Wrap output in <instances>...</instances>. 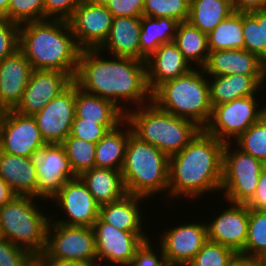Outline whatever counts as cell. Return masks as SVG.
I'll return each mask as SVG.
<instances>
[{
    "label": "cell",
    "mask_w": 266,
    "mask_h": 266,
    "mask_svg": "<svg viewBox=\"0 0 266 266\" xmlns=\"http://www.w3.org/2000/svg\"><path fill=\"white\" fill-rule=\"evenodd\" d=\"M100 54L99 49L81 50L73 79L81 90L113 102L124 113L127 103L140 107L152 101L146 62L115 56L104 59Z\"/></svg>",
    "instance_id": "1"
},
{
    "label": "cell",
    "mask_w": 266,
    "mask_h": 266,
    "mask_svg": "<svg viewBox=\"0 0 266 266\" xmlns=\"http://www.w3.org/2000/svg\"><path fill=\"white\" fill-rule=\"evenodd\" d=\"M224 145L202 129L183 150L170 156L166 196L193 200L220 191Z\"/></svg>",
    "instance_id": "2"
},
{
    "label": "cell",
    "mask_w": 266,
    "mask_h": 266,
    "mask_svg": "<svg viewBox=\"0 0 266 266\" xmlns=\"http://www.w3.org/2000/svg\"><path fill=\"white\" fill-rule=\"evenodd\" d=\"M19 49L33 70H57L74 79L81 49L69 21L46 19L20 25Z\"/></svg>",
    "instance_id": "3"
},
{
    "label": "cell",
    "mask_w": 266,
    "mask_h": 266,
    "mask_svg": "<svg viewBox=\"0 0 266 266\" xmlns=\"http://www.w3.org/2000/svg\"><path fill=\"white\" fill-rule=\"evenodd\" d=\"M125 113L132 133L169 157L183 150L202 130L195 122L160 109L153 101Z\"/></svg>",
    "instance_id": "4"
},
{
    "label": "cell",
    "mask_w": 266,
    "mask_h": 266,
    "mask_svg": "<svg viewBox=\"0 0 266 266\" xmlns=\"http://www.w3.org/2000/svg\"><path fill=\"white\" fill-rule=\"evenodd\" d=\"M196 68L160 85L152 93V101L160 109L191 120L204 129L212 114L209 77L202 68Z\"/></svg>",
    "instance_id": "5"
},
{
    "label": "cell",
    "mask_w": 266,
    "mask_h": 266,
    "mask_svg": "<svg viewBox=\"0 0 266 266\" xmlns=\"http://www.w3.org/2000/svg\"><path fill=\"white\" fill-rule=\"evenodd\" d=\"M169 158L157 147L131 133L121 169L127 194L147 200L160 191L168 193Z\"/></svg>",
    "instance_id": "6"
},
{
    "label": "cell",
    "mask_w": 266,
    "mask_h": 266,
    "mask_svg": "<svg viewBox=\"0 0 266 266\" xmlns=\"http://www.w3.org/2000/svg\"><path fill=\"white\" fill-rule=\"evenodd\" d=\"M38 199L31 195H16L0 208L1 236L36 258L45 252L51 221V217L36 207Z\"/></svg>",
    "instance_id": "7"
},
{
    "label": "cell",
    "mask_w": 266,
    "mask_h": 266,
    "mask_svg": "<svg viewBox=\"0 0 266 266\" xmlns=\"http://www.w3.org/2000/svg\"><path fill=\"white\" fill-rule=\"evenodd\" d=\"M229 144L232 143H225L223 148L220 192H225L223 195L227 203L247 204L256 192L265 164L237 147L231 150Z\"/></svg>",
    "instance_id": "8"
},
{
    "label": "cell",
    "mask_w": 266,
    "mask_h": 266,
    "mask_svg": "<svg viewBox=\"0 0 266 266\" xmlns=\"http://www.w3.org/2000/svg\"><path fill=\"white\" fill-rule=\"evenodd\" d=\"M53 220L48 224L45 252L37 259L78 260L93 266L101 264L95 262L97 253L93 227L69 226Z\"/></svg>",
    "instance_id": "9"
},
{
    "label": "cell",
    "mask_w": 266,
    "mask_h": 266,
    "mask_svg": "<svg viewBox=\"0 0 266 266\" xmlns=\"http://www.w3.org/2000/svg\"><path fill=\"white\" fill-rule=\"evenodd\" d=\"M257 100L256 95H250L212 106L211 118L203 130L224 143L235 141L266 114L265 105L261 107Z\"/></svg>",
    "instance_id": "10"
},
{
    "label": "cell",
    "mask_w": 266,
    "mask_h": 266,
    "mask_svg": "<svg viewBox=\"0 0 266 266\" xmlns=\"http://www.w3.org/2000/svg\"><path fill=\"white\" fill-rule=\"evenodd\" d=\"M31 159L38 176L37 198L44 202L50 200L63 184L78 177L62 144H45L32 154Z\"/></svg>",
    "instance_id": "11"
},
{
    "label": "cell",
    "mask_w": 266,
    "mask_h": 266,
    "mask_svg": "<svg viewBox=\"0 0 266 266\" xmlns=\"http://www.w3.org/2000/svg\"><path fill=\"white\" fill-rule=\"evenodd\" d=\"M45 144L33 116L22 115L15 110L0 113V151L31 158Z\"/></svg>",
    "instance_id": "12"
},
{
    "label": "cell",
    "mask_w": 266,
    "mask_h": 266,
    "mask_svg": "<svg viewBox=\"0 0 266 266\" xmlns=\"http://www.w3.org/2000/svg\"><path fill=\"white\" fill-rule=\"evenodd\" d=\"M97 261H109V265L128 266L137 249L148 239L144 232L120 230L104 222L100 217L93 225Z\"/></svg>",
    "instance_id": "13"
},
{
    "label": "cell",
    "mask_w": 266,
    "mask_h": 266,
    "mask_svg": "<svg viewBox=\"0 0 266 266\" xmlns=\"http://www.w3.org/2000/svg\"><path fill=\"white\" fill-rule=\"evenodd\" d=\"M49 201H54L56 207L63 209L66 213V219L54 220L53 222L56 223L93 227L99 217L100 205L79 176L63 184Z\"/></svg>",
    "instance_id": "14"
},
{
    "label": "cell",
    "mask_w": 266,
    "mask_h": 266,
    "mask_svg": "<svg viewBox=\"0 0 266 266\" xmlns=\"http://www.w3.org/2000/svg\"><path fill=\"white\" fill-rule=\"evenodd\" d=\"M68 21L81 50L99 49L109 36L113 15L106 6L82 0Z\"/></svg>",
    "instance_id": "15"
},
{
    "label": "cell",
    "mask_w": 266,
    "mask_h": 266,
    "mask_svg": "<svg viewBox=\"0 0 266 266\" xmlns=\"http://www.w3.org/2000/svg\"><path fill=\"white\" fill-rule=\"evenodd\" d=\"M33 117L47 144H61L70 134L75 118V83L54 97Z\"/></svg>",
    "instance_id": "16"
},
{
    "label": "cell",
    "mask_w": 266,
    "mask_h": 266,
    "mask_svg": "<svg viewBox=\"0 0 266 266\" xmlns=\"http://www.w3.org/2000/svg\"><path fill=\"white\" fill-rule=\"evenodd\" d=\"M72 83L73 78L65 72L33 70L22 99L14 110L22 115L34 116Z\"/></svg>",
    "instance_id": "17"
},
{
    "label": "cell",
    "mask_w": 266,
    "mask_h": 266,
    "mask_svg": "<svg viewBox=\"0 0 266 266\" xmlns=\"http://www.w3.org/2000/svg\"><path fill=\"white\" fill-rule=\"evenodd\" d=\"M208 240L205 223H188L163 232L160 244L168 266L190 263Z\"/></svg>",
    "instance_id": "18"
},
{
    "label": "cell",
    "mask_w": 266,
    "mask_h": 266,
    "mask_svg": "<svg viewBox=\"0 0 266 266\" xmlns=\"http://www.w3.org/2000/svg\"><path fill=\"white\" fill-rule=\"evenodd\" d=\"M206 223L208 240L231 248L240 254L245 248L248 236L249 208L246 204L232 203Z\"/></svg>",
    "instance_id": "19"
},
{
    "label": "cell",
    "mask_w": 266,
    "mask_h": 266,
    "mask_svg": "<svg viewBox=\"0 0 266 266\" xmlns=\"http://www.w3.org/2000/svg\"><path fill=\"white\" fill-rule=\"evenodd\" d=\"M33 69L20 49L0 62V111L14 110L20 103Z\"/></svg>",
    "instance_id": "20"
},
{
    "label": "cell",
    "mask_w": 266,
    "mask_h": 266,
    "mask_svg": "<svg viewBox=\"0 0 266 266\" xmlns=\"http://www.w3.org/2000/svg\"><path fill=\"white\" fill-rule=\"evenodd\" d=\"M174 42L162 44L146 59L147 84L153 93L163 83L187 74L192 67Z\"/></svg>",
    "instance_id": "21"
},
{
    "label": "cell",
    "mask_w": 266,
    "mask_h": 266,
    "mask_svg": "<svg viewBox=\"0 0 266 266\" xmlns=\"http://www.w3.org/2000/svg\"><path fill=\"white\" fill-rule=\"evenodd\" d=\"M207 76L265 75L266 63L245 49L210 51L202 67Z\"/></svg>",
    "instance_id": "22"
},
{
    "label": "cell",
    "mask_w": 266,
    "mask_h": 266,
    "mask_svg": "<svg viewBox=\"0 0 266 266\" xmlns=\"http://www.w3.org/2000/svg\"><path fill=\"white\" fill-rule=\"evenodd\" d=\"M265 83V75L210 76L208 80L210 102L212 106H217L237 98L258 95L257 91L266 88Z\"/></svg>",
    "instance_id": "23"
},
{
    "label": "cell",
    "mask_w": 266,
    "mask_h": 266,
    "mask_svg": "<svg viewBox=\"0 0 266 266\" xmlns=\"http://www.w3.org/2000/svg\"><path fill=\"white\" fill-rule=\"evenodd\" d=\"M140 31L141 17H113L109 36L99 50H108L111 57L140 60Z\"/></svg>",
    "instance_id": "24"
},
{
    "label": "cell",
    "mask_w": 266,
    "mask_h": 266,
    "mask_svg": "<svg viewBox=\"0 0 266 266\" xmlns=\"http://www.w3.org/2000/svg\"><path fill=\"white\" fill-rule=\"evenodd\" d=\"M0 177L16 195L37 198V172L32 159L0 151Z\"/></svg>",
    "instance_id": "25"
},
{
    "label": "cell",
    "mask_w": 266,
    "mask_h": 266,
    "mask_svg": "<svg viewBox=\"0 0 266 266\" xmlns=\"http://www.w3.org/2000/svg\"><path fill=\"white\" fill-rule=\"evenodd\" d=\"M75 118L99 125H119L125 120V113L113 102L86 93L75 84Z\"/></svg>",
    "instance_id": "26"
},
{
    "label": "cell",
    "mask_w": 266,
    "mask_h": 266,
    "mask_svg": "<svg viewBox=\"0 0 266 266\" xmlns=\"http://www.w3.org/2000/svg\"><path fill=\"white\" fill-rule=\"evenodd\" d=\"M88 191L101 206L117 201L127 194L121 171L94 167L80 176Z\"/></svg>",
    "instance_id": "27"
},
{
    "label": "cell",
    "mask_w": 266,
    "mask_h": 266,
    "mask_svg": "<svg viewBox=\"0 0 266 266\" xmlns=\"http://www.w3.org/2000/svg\"><path fill=\"white\" fill-rule=\"evenodd\" d=\"M144 197L126 194L121 199L100 206L99 217L120 230L143 232L142 213L138 203Z\"/></svg>",
    "instance_id": "28"
},
{
    "label": "cell",
    "mask_w": 266,
    "mask_h": 266,
    "mask_svg": "<svg viewBox=\"0 0 266 266\" xmlns=\"http://www.w3.org/2000/svg\"><path fill=\"white\" fill-rule=\"evenodd\" d=\"M120 127L126 128L123 129ZM131 133V126L126 120L113 130L108 131L96 143L95 167L121 171L124 163L126 145Z\"/></svg>",
    "instance_id": "29"
},
{
    "label": "cell",
    "mask_w": 266,
    "mask_h": 266,
    "mask_svg": "<svg viewBox=\"0 0 266 266\" xmlns=\"http://www.w3.org/2000/svg\"><path fill=\"white\" fill-rule=\"evenodd\" d=\"M179 22L169 17H141L140 61L146 62L162 44L174 41Z\"/></svg>",
    "instance_id": "30"
},
{
    "label": "cell",
    "mask_w": 266,
    "mask_h": 266,
    "mask_svg": "<svg viewBox=\"0 0 266 266\" xmlns=\"http://www.w3.org/2000/svg\"><path fill=\"white\" fill-rule=\"evenodd\" d=\"M233 12L232 0H190L187 21L208 35Z\"/></svg>",
    "instance_id": "31"
},
{
    "label": "cell",
    "mask_w": 266,
    "mask_h": 266,
    "mask_svg": "<svg viewBox=\"0 0 266 266\" xmlns=\"http://www.w3.org/2000/svg\"><path fill=\"white\" fill-rule=\"evenodd\" d=\"M173 42L177 45L184 58L190 64L194 63V68L196 67L195 65L198 68H202L206 64L209 55L207 34L197 27L188 21L180 22Z\"/></svg>",
    "instance_id": "32"
},
{
    "label": "cell",
    "mask_w": 266,
    "mask_h": 266,
    "mask_svg": "<svg viewBox=\"0 0 266 266\" xmlns=\"http://www.w3.org/2000/svg\"><path fill=\"white\" fill-rule=\"evenodd\" d=\"M210 51L244 49L243 13L233 12L207 35Z\"/></svg>",
    "instance_id": "33"
},
{
    "label": "cell",
    "mask_w": 266,
    "mask_h": 266,
    "mask_svg": "<svg viewBox=\"0 0 266 266\" xmlns=\"http://www.w3.org/2000/svg\"><path fill=\"white\" fill-rule=\"evenodd\" d=\"M240 254L258 259L266 255V210L249 209L248 236Z\"/></svg>",
    "instance_id": "34"
},
{
    "label": "cell",
    "mask_w": 266,
    "mask_h": 266,
    "mask_svg": "<svg viewBox=\"0 0 266 266\" xmlns=\"http://www.w3.org/2000/svg\"><path fill=\"white\" fill-rule=\"evenodd\" d=\"M61 144L77 176L95 167L96 144L83 141L70 134Z\"/></svg>",
    "instance_id": "35"
},
{
    "label": "cell",
    "mask_w": 266,
    "mask_h": 266,
    "mask_svg": "<svg viewBox=\"0 0 266 266\" xmlns=\"http://www.w3.org/2000/svg\"><path fill=\"white\" fill-rule=\"evenodd\" d=\"M244 49L256 54L266 63V43L263 33V9L243 13ZM266 79V69H265Z\"/></svg>",
    "instance_id": "36"
},
{
    "label": "cell",
    "mask_w": 266,
    "mask_h": 266,
    "mask_svg": "<svg viewBox=\"0 0 266 266\" xmlns=\"http://www.w3.org/2000/svg\"><path fill=\"white\" fill-rule=\"evenodd\" d=\"M234 142L237 148L266 165V114L251 125Z\"/></svg>",
    "instance_id": "37"
},
{
    "label": "cell",
    "mask_w": 266,
    "mask_h": 266,
    "mask_svg": "<svg viewBox=\"0 0 266 266\" xmlns=\"http://www.w3.org/2000/svg\"><path fill=\"white\" fill-rule=\"evenodd\" d=\"M190 0H144L143 16L169 17L176 21L188 20Z\"/></svg>",
    "instance_id": "38"
},
{
    "label": "cell",
    "mask_w": 266,
    "mask_h": 266,
    "mask_svg": "<svg viewBox=\"0 0 266 266\" xmlns=\"http://www.w3.org/2000/svg\"><path fill=\"white\" fill-rule=\"evenodd\" d=\"M8 20L18 25L45 20L44 0H10Z\"/></svg>",
    "instance_id": "39"
},
{
    "label": "cell",
    "mask_w": 266,
    "mask_h": 266,
    "mask_svg": "<svg viewBox=\"0 0 266 266\" xmlns=\"http://www.w3.org/2000/svg\"><path fill=\"white\" fill-rule=\"evenodd\" d=\"M236 255L231 248L207 240L190 264L193 266H229Z\"/></svg>",
    "instance_id": "40"
},
{
    "label": "cell",
    "mask_w": 266,
    "mask_h": 266,
    "mask_svg": "<svg viewBox=\"0 0 266 266\" xmlns=\"http://www.w3.org/2000/svg\"><path fill=\"white\" fill-rule=\"evenodd\" d=\"M0 266H37V258L27 250L1 237Z\"/></svg>",
    "instance_id": "41"
},
{
    "label": "cell",
    "mask_w": 266,
    "mask_h": 266,
    "mask_svg": "<svg viewBox=\"0 0 266 266\" xmlns=\"http://www.w3.org/2000/svg\"><path fill=\"white\" fill-rule=\"evenodd\" d=\"M118 125H99L95 122L84 121L82 118H74L70 135L83 141L96 144L110 130Z\"/></svg>",
    "instance_id": "42"
},
{
    "label": "cell",
    "mask_w": 266,
    "mask_h": 266,
    "mask_svg": "<svg viewBox=\"0 0 266 266\" xmlns=\"http://www.w3.org/2000/svg\"><path fill=\"white\" fill-rule=\"evenodd\" d=\"M20 25L0 17V62L19 49Z\"/></svg>",
    "instance_id": "43"
},
{
    "label": "cell",
    "mask_w": 266,
    "mask_h": 266,
    "mask_svg": "<svg viewBox=\"0 0 266 266\" xmlns=\"http://www.w3.org/2000/svg\"><path fill=\"white\" fill-rule=\"evenodd\" d=\"M150 239L145 240L137 249L136 254L128 266H168L161 248L160 255L153 250Z\"/></svg>",
    "instance_id": "44"
},
{
    "label": "cell",
    "mask_w": 266,
    "mask_h": 266,
    "mask_svg": "<svg viewBox=\"0 0 266 266\" xmlns=\"http://www.w3.org/2000/svg\"><path fill=\"white\" fill-rule=\"evenodd\" d=\"M82 0H44L45 20H69Z\"/></svg>",
    "instance_id": "45"
},
{
    "label": "cell",
    "mask_w": 266,
    "mask_h": 266,
    "mask_svg": "<svg viewBox=\"0 0 266 266\" xmlns=\"http://www.w3.org/2000/svg\"><path fill=\"white\" fill-rule=\"evenodd\" d=\"M106 7L113 17H142L144 0H111Z\"/></svg>",
    "instance_id": "46"
},
{
    "label": "cell",
    "mask_w": 266,
    "mask_h": 266,
    "mask_svg": "<svg viewBox=\"0 0 266 266\" xmlns=\"http://www.w3.org/2000/svg\"><path fill=\"white\" fill-rule=\"evenodd\" d=\"M246 205L249 209L266 210V165L260 173L256 192Z\"/></svg>",
    "instance_id": "47"
},
{
    "label": "cell",
    "mask_w": 266,
    "mask_h": 266,
    "mask_svg": "<svg viewBox=\"0 0 266 266\" xmlns=\"http://www.w3.org/2000/svg\"><path fill=\"white\" fill-rule=\"evenodd\" d=\"M234 12L251 13L266 7V0H232Z\"/></svg>",
    "instance_id": "48"
},
{
    "label": "cell",
    "mask_w": 266,
    "mask_h": 266,
    "mask_svg": "<svg viewBox=\"0 0 266 266\" xmlns=\"http://www.w3.org/2000/svg\"><path fill=\"white\" fill-rule=\"evenodd\" d=\"M37 266H93L78 260H62V259H37Z\"/></svg>",
    "instance_id": "49"
},
{
    "label": "cell",
    "mask_w": 266,
    "mask_h": 266,
    "mask_svg": "<svg viewBox=\"0 0 266 266\" xmlns=\"http://www.w3.org/2000/svg\"><path fill=\"white\" fill-rule=\"evenodd\" d=\"M16 196L10 186L0 177V208Z\"/></svg>",
    "instance_id": "50"
},
{
    "label": "cell",
    "mask_w": 266,
    "mask_h": 266,
    "mask_svg": "<svg viewBox=\"0 0 266 266\" xmlns=\"http://www.w3.org/2000/svg\"><path fill=\"white\" fill-rule=\"evenodd\" d=\"M229 266H258V258L237 254Z\"/></svg>",
    "instance_id": "51"
},
{
    "label": "cell",
    "mask_w": 266,
    "mask_h": 266,
    "mask_svg": "<svg viewBox=\"0 0 266 266\" xmlns=\"http://www.w3.org/2000/svg\"><path fill=\"white\" fill-rule=\"evenodd\" d=\"M10 0H0V17L8 19V7Z\"/></svg>",
    "instance_id": "52"
},
{
    "label": "cell",
    "mask_w": 266,
    "mask_h": 266,
    "mask_svg": "<svg viewBox=\"0 0 266 266\" xmlns=\"http://www.w3.org/2000/svg\"><path fill=\"white\" fill-rule=\"evenodd\" d=\"M86 1L90 2L91 4L106 6L108 2H110L111 0H86Z\"/></svg>",
    "instance_id": "53"
},
{
    "label": "cell",
    "mask_w": 266,
    "mask_h": 266,
    "mask_svg": "<svg viewBox=\"0 0 266 266\" xmlns=\"http://www.w3.org/2000/svg\"><path fill=\"white\" fill-rule=\"evenodd\" d=\"M263 33H264V43H266V7L263 8Z\"/></svg>",
    "instance_id": "54"
},
{
    "label": "cell",
    "mask_w": 266,
    "mask_h": 266,
    "mask_svg": "<svg viewBox=\"0 0 266 266\" xmlns=\"http://www.w3.org/2000/svg\"><path fill=\"white\" fill-rule=\"evenodd\" d=\"M173 266H193V265L190 264V263H181V264H176V265H173Z\"/></svg>",
    "instance_id": "55"
},
{
    "label": "cell",
    "mask_w": 266,
    "mask_h": 266,
    "mask_svg": "<svg viewBox=\"0 0 266 266\" xmlns=\"http://www.w3.org/2000/svg\"><path fill=\"white\" fill-rule=\"evenodd\" d=\"M258 266H266V264L261 259H258Z\"/></svg>",
    "instance_id": "56"
},
{
    "label": "cell",
    "mask_w": 266,
    "mask_h": 266,
    "mask_svg": "<svg viewBox=\"0 0 266 266\" xmlns=\"http://www.w3.org/2000/svg\"><path fill=\"white\" fill-rule=\"evenodd\" d=\"M261 260L266 264V255Z\"/></svg>",
    "instance_id": "57"
}]
</instances>
